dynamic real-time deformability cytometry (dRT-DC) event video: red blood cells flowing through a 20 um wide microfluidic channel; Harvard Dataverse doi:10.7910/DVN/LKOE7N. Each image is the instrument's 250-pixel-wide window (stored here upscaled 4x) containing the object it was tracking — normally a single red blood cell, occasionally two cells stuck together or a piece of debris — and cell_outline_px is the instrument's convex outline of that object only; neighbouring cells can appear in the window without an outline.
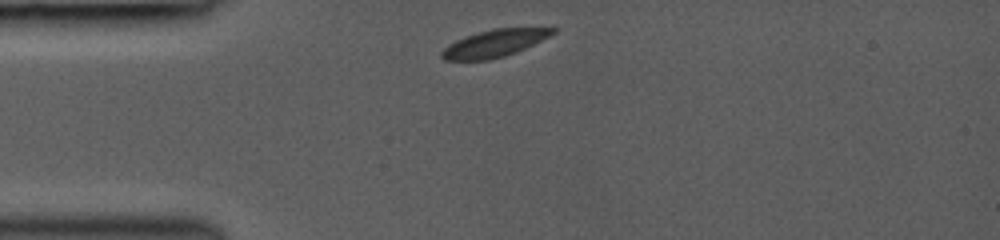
{"species": "common noctule bat (a hibernating species)", "species_latin": "Nyctalus noctula", "temperature_condition": "room temperature", "stored_images_in_passage": 14, "camera_frame_rate_fps": 3000, "um_per_image_px": 0.085, "animal": {"sex": "female", "body_mass_g": 19.0, "forearm_length_mm": 53.3}, "frame": {"image": 1, "passage_image": 1, "time_ms": 0.0, "image_size_px": [1000, 240], "cell_outline_px": [[556, 32], [516, 52], [504, 56], [488, 60], [444, 60], [440, 56], [440, 52], [448, 44], [464, 36], [492, 28], [556, 28]], "centroid_in_image_um": [41.95, 3.68], "position_along_channel_um": 43.1, "area_um2": 17.46}}
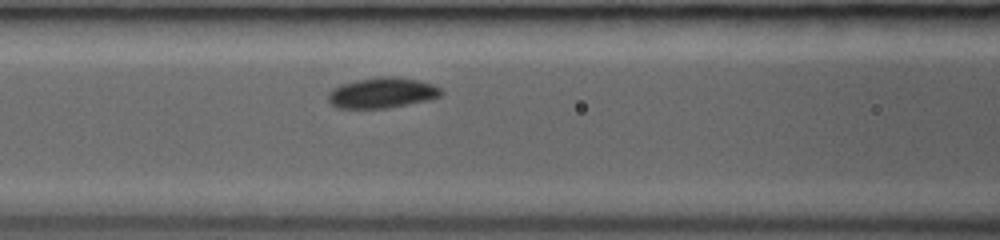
{"frame": {"image": 2, "passage_image": 8, "time_ms": 2.333, "image_size_px": [1000, 240], "cell_outline_px": [[444, 92], [440, 96], [432, 100], [388, 108], [336, 108], [328, 100], [328, 92], [332, 88], [340, 84], [356, 80], [376, 76], [392, 76], [420, 80], [432, 84], [440, 88]], "centroid_in_image_um": [32.49, 7.89], "position_along_channel_um": 134.1, "area_um2": 20.46}}
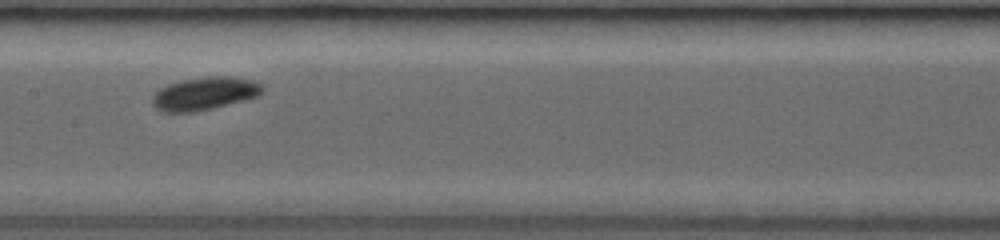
{"frame": {"image": 3, "passage_image": 12, "time_ms": 3.667, "image_size_px": [1000, 240], "cell_outline_px": [[264, 92], [260, 96], [196, 112], [164, 112], [156, 108], [152, 104], [152, 96], [160, 88], [168, 84], [180, 80], [208, 76], [228, 76], [252, 80], [260, 84], [264, 88]], "centroid_in_image_um": [17.39, 7.95], "position_along_channel_um": 190.0, "area_um2": 21.21}}